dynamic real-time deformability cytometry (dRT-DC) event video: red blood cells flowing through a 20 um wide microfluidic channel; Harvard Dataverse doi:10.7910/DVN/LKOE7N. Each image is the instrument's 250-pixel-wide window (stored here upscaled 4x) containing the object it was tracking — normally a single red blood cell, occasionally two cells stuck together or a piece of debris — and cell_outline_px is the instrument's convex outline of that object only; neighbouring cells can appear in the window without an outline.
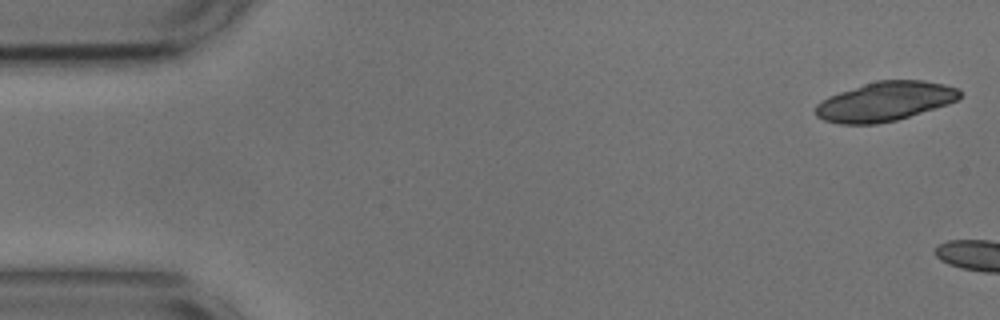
{"species": "common noctule bat (a hibernating species)", "species_latin": "Nyctalus noctula", "temperature_condition": "cold", "stored_images_in_passage": 8, "camera_frame_rate_fps": 3000, "um_per_image_px": 0.085, "animal": {"sex": "male", "body_mass_g": 17.9, "forearm_length_mm": 54.2}, "frame": {"image": 1, "passage_image": 1, "time_ms": 0.0, "image_size_px": [1000, 320], "cell_outline_px": [[960, 96], [956, 100], [948, 104], [896, 120], [876, 124], [840, 124], [824, 120], [816, 116], [816, 104], [840, 92], [876, 80], [924, 80], [944, 84], [960, 88]], "centroid_in_image_um": [75.25, 8.62], "position_along_channel_um": 9.7, "area_um2": 32.71}}